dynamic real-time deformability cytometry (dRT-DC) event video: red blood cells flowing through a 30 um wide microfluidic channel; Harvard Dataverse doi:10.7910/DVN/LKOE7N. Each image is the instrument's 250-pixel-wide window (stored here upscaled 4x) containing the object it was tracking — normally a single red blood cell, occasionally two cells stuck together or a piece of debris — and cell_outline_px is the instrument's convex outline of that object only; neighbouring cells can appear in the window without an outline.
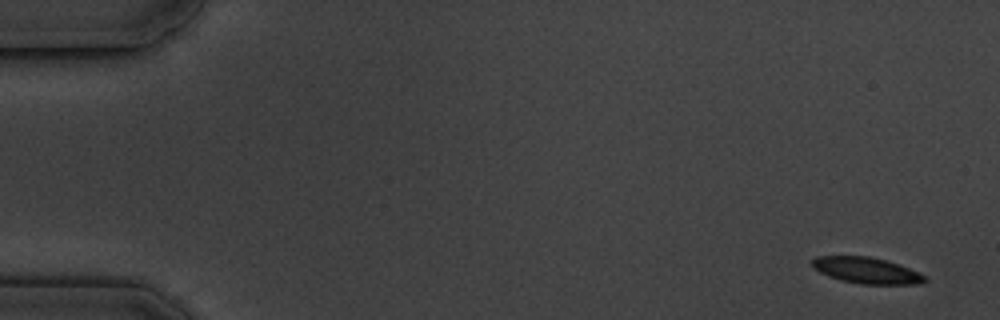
{"species": "common noctule bat (a hibernating species)", "species_latin": "Nyctalus noctula", "temperature_condition": "cold", "stored_images_in_passage": 4, "camera_frame_rate_fps": 3000, "um_per_image_px": 0.085, "animal": {"sex": "male", "body_mass_g": 19.5, "forearm_length_mm": 54.6}, "frame": {"image": 1, "passage_image": 1, "time_ms": 0.0, "image_size_px": [1000, 320], "cell_outline_px": [[928, 280], [920, 284], [860, 284], [840, 280], [828, 276], [812, 268], [812, 260], [816, 256], [868, 256], [900, 264], [924, 276]], "centroid_in_image_um": [73.62, 22.99], "position_along_channel_um": 11.4, "area_um2": 17.11}}